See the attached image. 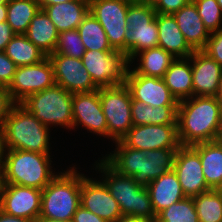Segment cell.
Masks as SVG:
<instances>
[{
  "instance_id": "cell-3",
  "label": "cell",
  "mask_w": 222,
  "mask_h": 222,
  "mask_svg": "<svg viewBox=\"0 0 222 222\" xmlns=\"http://www.w3.org/2000/svg\"><path fill=\"white\" fill-rule=\"evenodd\" d=\"M2 184H16L42 190L58 174L53 173L50 154L23 150H5Z\"/></svg>"
},
{
  "instance_id": "cell-16",
  "label": "cell",
  "mask_w": 222,
  "mask_h": 222,
  "mask_svg": "<svg viewBox=\"0 0 222 222\" xmlns=\"http://www.w3.org/2000/svg\"><path fill=\"white\" fill-rule=\"evenodd\" d=\"M125 85L128 87L132 99L146 105L157 107L179 104L162 78L140 75L128 68Z\"/></svg>"
},
{
  "instance_id": "cell-36",
  "label": "cell",
  "mask_w": 222,
  "mask_h": 222,
  "mask_svg": "<svg viewBox=\"0 0 222 222\" xmlns=\"http://www.w3.org/2000/svg\"><path fill=\"white\" fill-rule=\"evenodd\" d=\"M53 53L63 54L72 58H82L85 47L77 29L59 32Z\"/></svg>"
},
{
  "instance_id": "cell-23",
  "label": "cell",
  "mask_w": 222,
  "mask_h": 222,
  "mask_svg": "<svg viewBox=\"0 0 222 222\" xmlns=\"http://www.w3.org/2000/svg\"><path fill=\"white\" fill-rule=\"evenodd\" d=\"M177 149L164 148L146 151V155L143 157L142 171L134 176V180L141 186L147 187L151 181L172 171Z\"/></svg>"
},
{
  "instance_id": "cell-34",
  "label": "cell",
  "mask_w": 222,
  "mask_h": 222,
  "mask_svg": "<svg viewBox=\"0 0 222 222\" xmlns=\"http://www.w3.org/2000/svg\"><path fill=\"white\" fill-rule=\"evenodd\" d=\"M199 222H222V196L211 189L193 197Z\"/></svg>"
},
{
  "instance_id": "cell-17",
  "label": "cell",
  "mask_w": 222,
  "mask_h": 222,
  "mask_svg": "<svg viewBox=\"0 0 222 222\" xmlns=\"http://www.w3.org/2000/svg\"><path fill=\"white\" fill-rule=\"evenodd\" d=\"M72 111L73 129L80 124L91 133L108 137L107 122L100 102L99 89L91 92L74 93Z\"/></svg>"
},
{
  "instance_id": "cell-12",
  "label": "cell",
  "mask_w": 222,
  "mask_h": 222,
  "mask_svg": "<svg viewBox=\"0 0 222 222\" xmlns=\"http://www.w3.org/2000/svg\"><path fill=\"white\" fill-rule=\"evenodd\" d=\"M173 170L186 197L211 190L206 183L199 153L192 146H180L175 154Z\"/></svg>"
},
{
  "instance_id": "cell-18",
  "label": "cell",
  "mask_w": 222,
  "mask_h": 222,
  "mask_svg": "<svg viewBox=\"0 0 222 222\" xmlns=\"http://www.w3.org/2000/svg\"><path fill=\"white\" fill-rule=\"evenodd\" d=\"M193 96H215L222 77V66L202 50L191 54Z\"/></svg>"
},
{
  "instance_id": "cell-32",
  "label": "cell",
  "mask_w": 222,
  "mask_h": 222,
  "mask_svg": "<svg viewBox=\"0 0 222 222\" xmlns=\"http://www.w3.org/2000/svg\"><path fill=\"white\" fill-rule=\"evenodd\" d=\"M40 9L38 0H10L7 4L6 22L15 34H25Z\"/></svg>"
},
{
  "instance_id": "cell-51",
  "label": "cell",
  "mask_w": 222,
  "mask_h": 222,
  "mask_svg": "<svg viewBox=\"0 0 222 222\" xmlns=\"http://www.w3.org/2000/svg\"><path fill=\"white\" fill-rule=\"evenodd\" d=\"M7 20V9H0V22H6Z\"/></svg>"
},
{
  "instance_id": "cell-6",
  "label": "cell",
  "mask_w": 222,
  "mask_h": 222,
  "mask_svg": "<svg viewBox=\"0 0 222 222\" xmlns=\"http://www.w3.org/2000/svg\"><path fill=\"white\" fill-rule=\"evenodd\" d=\"M72 99V93L55 84L41 92L29 95L20 104L48 128L52 124L72 129Z\"/></svg>"
},
{
  "instance_id": "cell-54",
  "label": "cell",
  "mask_w": 222,
  "mask_h": 222,
  "mask_svg": "<svg viewBox=\"0 0 222 222\" xmlns=\"http://www.w3.org/2000/svg\"><path fill=\"white\" fill-rule=\"evenodd\" d=\"M10 0H0V9H7V4Z\"/></svg>"
},
{
  "instance_id": "cell-52",
  "label": "cell",
  "mask_w": 222,
  "mask_h": 222,
  "mask_svg": "<svg viewBox=\"0 0 222 222\" xmlns=\"http://www.w3.org/2000/svg\"><path fill=\"white\" fill-rule=\"evenodd\" d=\"M124 1L130 5L145 4V0H124Z\"/></svg>"
},
{
  "instance_id": "cell-9",
  "label": "cell",
  "mask_w": 222,
  "mask_h": 222,
  "mask_svg": "<svg viewBox=\"0 0 222 222\" xmlns=\"http://www.w3.org/2000/svg\"><path fill=\"white\" fill-rule=\"evenodd\" d=\"M129 5L124 0H89V12L103 27L109 44L114 50L124 53Z\"/></svg>"
},
{
  "instance_id": "cell-5",
  "label": "cell",
  "mask_w": 222,
  "mask_h": 222,
  "mask_svg": "<svg viewBox=\"0 0 222 222\" xmlns=\"http://www.w3.org/2000/svg\"><path fill=\"white\" fill-rule=\"evenodd\" d=\"M75 166L61 172L42 189L39 217L71 220L80 205L81 174Z\"/></svg>"
},
{
  "instance_id": "cell-21",
  "label": "cell",
  "mask_w": 222,
  "mask_h": 222,
  "mask_svg": "<svg viewBox=\"0 0 222 222\" xmlns=\"http://www.w3.org/2000/svg\"><path fill=\"white\" fill-rule=\"evenodd\" d=\"M146 188L150 194L155 215L186 197L174 170L151 181Z\"/></svg>"
},
{
  "instance_id": "cell-8",
  "label": "cell",
  "mask_w": 222,
  "mask_h": 222,
  "mask_svg": "<svg viewBox=\"0 0 222 222\" xmlns=\"http://www.w3.org/2000/svg\"><path fill=\"white\" fill-rule=\"evenodd\" d=\"M99 97L106 117L108 137L113 141H119L133 126L131 93L124 83L99 88Z\"/></svg>"
},
{
  "instance_id": "cell-20",
  "label": "cell",
  "mask_w": 222,
  "mask_h": 222,
  "mask_svg": "<svg viewBox=\"0 0 222 222\" xmlns=\"http://www.w3.org/2000/svg\"><path fill=\"white\" fill-rule=\"evenodd\" d=\"M158 47L176 58H188L194 50L186 42L178 24L170 14H157Z\"/></svg>"
},
{
  "instance_id": "cell-11",
  "label": "cell",
  "mask_w": 222,
  "mask_h": 222,
  "mask_svg": "<svg viewBox=\"0 0 222 222\" xmlns=\"http://www.w3.org/2000/svg\"><path fill=\"white\" fill-rule=\"evenodd\" d=\"M127 147L148 151L164 148H179L177 124L136 125L120 139Z\"/></svg>"
},
{
  "instance_id": "cell-58",
  "label": "cell",
  "mask_w": 222,
  "mask_h": 222,
  "mask_svg": "<svg viewBox=\"0 0 222 222\" xmlns=\"http://www.w3.org/2000/svg\"><path fill=\"white\" fill-rule=\"evenodd\" d=\"M5 88V86L2 84V82L0 81V90H3Z\"/></svg>"
},
{
  "instance_id": "cell-38",
  "label": "cell",
  "mask_w": 222,
  "mask_h": 222,
  "mask_svg": "<svg viewBox=\"0 0 222 222\" xmlns=\"http://www.w3.org/2000/svg\"><path fill=\"white\" fill-rule=\"evenodd\" d=\"M154 7L145 4L129 5L126 17V24L140 25L150 24L156 18Z\"/></svg>"
},
{
  "instance_id": "cell-1",
  "label": "cell",
  "mask_w": 222,
  "mask_h": 222,
  "mask_svg": "<svg viewBox=\"0 0 222 222\" xmlns=\"http://www.w3.org/2000/svg\"><path fill=\"white\" fill-rule=\"evenodd\" d=\"M220 106L215 96H193L179 102L177 130L181 146L220 139Z\"/></svg>"
},
{
  "instance_id": "cell-29",
  "label": "cell",
  "mask_w": 222,
  "mask_h": 222,
  "mask_svg": "<svg viewBox=\"0 0 222 222\" xmlns=\"http://www.w3.org/2000/svg\"><path fill=\"white\" fill-rule=\"evenodd\" d=\"M117 148L103 159L119 174L134 177L142 171L145 151L125 146L120 140L115 141Z\"/></svg>"
},
{
  "instance_id": "cell-53",
  "label": "cell",
  "mask_w": 222,
  "mask_h": 222,
  "mask_svg": "<svg viewBox=\"0 0 222 222\" xmlns=\"http://www.w3.org/2000/svg\"><path fill=\"white\" fill-rule=\"evenodd\" d=\"M161 0H145V5L155 7Z\"/></svg>"
},
{
  "instance_id": "cell-15",
  "label": "cell",
  "mask_w": 222,
  "mask_h": 222,
  "mask_svg": "<svg viewBox=\"0 0 222 222\" xmlns=\"http://www.w3.org/2000/svg\"><path fill=\"white\" fill-rule=\"evenodd\" d=\"M80 205L108 222H115L122 216L118 202L112 197L105 183L92 180L83 174Z\"/></svg>"
},
{
  "instance_id": "cell-25",
  "label": "cell",
  "mask_w": 222,
  "mask_h": 222,
  "mask_svg": "<svg viewBox=\"0 0 222 222\" xmlns=\"http://www.w3.org/2000/svg\"><path fill=\"white\" fill-rule=\"evenodd\" d=\"M199 153L202 170L210 189H215L222 180V139L192 145Z\"/></svg>"
},
{
  "instance_id": "cell-49",
  "label": "cell",
  "mask_w": 222,
  "mask_h": 222,
  "mask_svg": "<svg viewBox=\"0 0 222 222\" xmlns=\"http://www.w3.org/2000/svg\"><path fill=\"white\" fill-rule=\"evenodd\" d=\"M36 222H73L72 219L71 220H67V221H61V220H57V219H51V218H45V217H39Z\"/></svg>"
},
{
  "instance_id": "cell-13",
  "label": "cell",
  "mask_w": 222,
  "mask_h": 222,
  "mask_svg": "<svg viewBox=\"0 0 222 222\" xmlns=\"http://www.w3.org/2000/svg\"><path fill=\"white\" fill-rule=\"evenodd\" d=\"M42 190L16 184H2L1 211L33 222L41 213Z\"/></svg>"
},
{
  "instance_id": "cell-50",
  "label": "cell",
  "mask_w": 222,
  "mask_h": 222,
  "mask_svg": "<svg viewBox=\"0 0 222 222\" xmlns=\"http://www.w3.org/2000/svg\"><path fill=\"white\" fill-rule=\"evenodd\" d=\"M215 98L222 104V77L220 80V84L218 86L217 94L215 95Z\"/></svg>"
},
{
  "instance_id": "cell-40",
  "label": "cell",
  "mask_w": 222,
  "mask_h": 222,
  "mask_svg": "<svg viewBox=\"0 0 222 222\" xmlns=\"http://www.w3.org/2000/svg\"><path fill=\"white\" fill-rule=\"evenodd\" d=\"M17 66L6 55L5 52H0V81L5 87H8L13 80Z\"/></svg>"
},
{
  "instance_id": "cell-46",
  "label": "cell",
  "mask_w": 222,
  "mask_h": 222,
  "mask_svg": "<svg viewBox=\"0 0 222 222\" xmlns=\"http://www.w3.org/2000/svg\"><path fill=\"white\" fill-rule=\"evenodd\" d=\"M115 222H154V221H150L148 219L139 218V217H135V216H123L122 215Z\"/></svg>"
},
{
  "instance_id": "cell-56",
  "label": "cell",
  "mask_w": 222,
  "mask_h": 222,
  "mask_svg": "<svg viewBox=\"0 0 222 222\" xmlns=\"http://www.w3.org/2000/svg\"><path fill=\"white\" fill-rule=\"evenodd\" d=\"M215 190L222 196V180L220 184L215 188Z\"/></svg>"
},
{
  "instance_id": "cell-44",
  "label": "cell",
  "mask_w": 222,
  "mask_h": 222,
  "mask_svg": "<svg viewBox=\"0 0 222 222\" xmlns=\"http://www.w3.org/2000/svg\"><path fill=\"white\" fill-rule=\"evenodd\" d=\"M15 36L11 26L7 22H0V52H4L7 44Z\"/></svg>"
},
{
  "instance_id": "cell-59",
  "label": "cell",
  "mask_w": 222,
  "mask_h": 222,
  "mask_svg": "<svg viewBox=\"0 0 222 222\" xmlns=\"http://www.w3.org/2000/svg\"><path fill=\"white\" fill-rule=\"evenodd\" d=\"M217 2H218L219 6H220L221 9H222V0H217Z\"/></svg>"
},
{
  "instance_id": "cell-55",
  "label": "cell",
  "mask_w": 222,
  "mask_h": 222,
  "mask_svg": "<svg viewBox=\"0 0 222 222\" xmlns=\"http://www.w3.org/2000/svg\"><path fill=\"white\" fill-rule=\"evenodd\" d=\"M220 135H222V104L220 106Z\"/></svg>"
},
{
  "instance_id": "cell-31",
  "label": "cell",
  "mask_w": 222,
  "mask_h": 222,
  "mask_svg": "<svg viewBox=\"0 0 222 222\" xmlns=\"http://www.w3.org/2000/svg\"><path fill=\"white\" fill-rule=\"evenodd\" d=\"M4 52L17 67L34 65L47 57L24 34H15Z\"/></svg>"
},
{
  "instance_id": "cell-48",
  "label": "cell",
  "mask_w": 222,
  "mask_h": 222,
  "mask_svg": "<svg viewBox=\"0 0 222 222\" xmlns=\"http://www.w3.org/2000/svg\"><path fill=\"white\" fill-rule=\"evenodd\" d=\"M4 153H5V148H4L3 135H2V131L0 130V174L3 168L2 160H4Z\"/></svg>"
},
{
  "instance_id": "cell-19",
  "label": "cell",
  "mask_w": 222,
  "mask_h": 222,
  "mask_svg": "<svg viewBox=\"0 0 222 222\" xmlns=\"http://www.w3.org/2000/svg\"><path fill=\"white\" fill-rule=\"evenodd\" d=\"M188 45L193 50H202L210 37L193 0L172 14Z\"/></svg>"
},
{
  "instance_id": "cell-28",
  "label": "cell",
  "mask_w": 222,
  "mask_h": 222,
  "mask_svg": "<svg viewBox=\"0 0 222 222\" xmlns=\"http://www.w3.org/2000/svg\"><path fill=\"white\" fill-rule=\"evenodd\" d=\"M178 105L152 107L132 99L131 113L133 126L177 124Z\"/></svg>"
},
{
  "instance_id": "cell-24",
  "label": "cell",
  "mask_w": 222,
  "mask_h": 222,
  "mask_svg": "<svg viewBox=\"0 0 222 222\" xmlns=\"http://www.w3.org/2000/svg\"><path fill=\"white\" fill-rule=\"evenodd\" d=\"M162 79L178 102L193 97L191 55L176 58Z\"/></svg>"
},
{
  "instance_id": "cell-4",
  "label": "cell",
  "mask_w": 222,
  "mask_h": 222,
  "mask_svg": "<svg viewBox=\"0 0 222 222\" xmlns=\"http://www.w3.org/2000/svg\"><path fill=\"white\" fill-rule=\"evenodd\" d=\"M97 168L104 174L103 182L118 202L123 216H135L155 222L156 215L145 186L138 184L134 177L119 174L104 159L96 163Z\"/></svg>"
},
{
  "instance_id": "cell-42",
  "label": "cell",
  "mask_w": 222,
  "mask_h": 222,
  "mask_svg": "<svg viewBox=\"0 0 222 222\" xmlns=\"http://www.w3.org/2000/svg\"><path fill=\"white\" fill-rule=\"evenodd\" d=\"M191 0H161L155 7L157 14H170L179 11L184 5Z\"/></svg>"
},
{
  "instance_id": "cell-57",
  "label": "cell",
  "mask_w": 222,
  "mask_h": 222,
  "mask_svg": "<svg viewBox=\"0 0 222 222\" xmlns=\"http://www.w3.org/2000/svg\"><path fill=\"white\" fill-rule=\"evenodd\" d=\"M1 190H2V183H1V180H0V201H1ZM1 207V205H0Z\"/></svg>"
},
{
  "instance_id": "cell-10",
  "label": "cell",
  "mask_w": 222,
  "mask_h": 222,
  "mask_svg": "<svg viewBox=\"0 0 222 222\" xmlns=\"http://www.w3.org/2000/svg\"><path fill=\"white\" fill-rule=\"evenodd\" d=\"M55 84L53 65L46 57L40 63L17 67L7 89L12 99L20 104L29 95L41 92Z\"/></svg>"
},
{
  "instance_id": "cell-14",
  "label": "cell",
  "mask_w": 222,
  "mask_h": 222,
  "mask_svg": "<svg viewBox=\"0 0 222 222\" xmlns=\"http://www.w3.org/2000/svg\"><path fill=\"white\" fill-rule=\"evenodd\" d=\"M48 58L53 65L55 83L68 92L74 94L99 89L92 81L80 58L57 53H52Z\"/></svg>"
},
{
  "instance_id": "cell-22",
  "label": "cell",
  "mask_w": 222,
  "mask_h": 222,
  "mask_svg": "<svg viewBox=\"0 0 222 222\" xmlns=\"http://www.w3.org/2000/svg\"><path fill=\"white\" fill-rule=\"evenodd\" d=\"M43 10L58 32L74 30L79 27L84 17L89 13V0H72L46 6Z\"/></svg>"
},
{
  "instance_id": "cell-7",
  "label": "cell",
  "mask_w": 222,
  "mask_h": 222,
  "mask_svg": "<svg viewBox=\"0 0 222 222\" xmlns=\"http://www.w3.org/2000/svg\"><path fill=\"white\" fill-rule=\"evenodd\" d=\"M81 60L98 88L125 83L130 61L123 51L85 50Z\"/></svg>"
},
{
  "instance_id": "cell-37",
  "label": "cell",
  "mask_w": 222,
  "mask_h": 222,
  "mask_svg": "<svg viewBox=\"0 0 222 222\" xmlns=\"http://www.w3.org/2000/svg\"><path fill=\"white\" fill-rule=\"evenodd\" d=\"M209 33L222 29V9L217 0H193Z\"/></svg>"
},
{
  "instance_id": "cell-47",
  "label": "cell",
  "mask_w": 222,
  "mask_h": 222,
  "mask_svg": "<svg viewBox=\"0 0 222 222\" xmlns=\"http://www.w3.org/2000/svg\"><path fill=\"white\" fill-rule=\"evenodd\" d=\"M72 0H38L40 4V8L43 10L46 6L54 5V4H60V3H66Z\"/></svg>"
},
{
  "instance_id": "cell-30",
  "label": "cell",
  "mask_w": 222,
  "mask_h": 222,
  "mask_svg": "<svg viewBox=\"0 0 222 222\" xmlns=\"http://www.w3.org/2000/svg\"><path fill=\"white\" fill-rule=\"evenodd\" d=\"M139 66L133 70L140 75L163 78L171 63L176 59L170 52L161 47H154L140 51Z\"/></svg>"
},
{
  "instance_id": "cell-39",
  "label": "cell",
  "mask_w": 222,
  "mask_h": 222,
  "mask_svg": "<svg viewBox=\"0 0 222 222\" xmlns=\"http://www.w3.org/2000/svg\"><path fill=\"white\" fill-rule=\"evenodd\" d=\"M202 51L222 66V29L210 33Z\"/></svg>"
},
{
  "instance_id": "cell-45",
  "label": "cell",
  "mask_w": 222,
  "mask_h": 222,
  "mask_svg": "<svg viewBox=\"0 0 222 222\" xmlns=\"http://www.w3.org/2000/svg\"><path fill=\"white\" fill-rule=\"evenodd\" d=\"M0 222H33V221L26 218L9 215L3 211H0Z\"/></svg>"
},
{
  "instance_id": "cell-35",
  "label": "cell",
  "mask_w": 222,
  "mask_h": 222,
  "mask_svg": "<svg viewBox=\"0 0 222 222\" xmlns=\"http://www.w3.org/2000/svg\"><path fill=\"white\" fill-rule=\"evenodd\" d=\"M155 222H199L193 197H185L160 211Z\"/></svg>"
},
{
  "instance_id": "cell-33",
  "label": "cell",
  "mask_w": 222,
  "mask_h": 222,
  "mask_svg": "<svg viewBox=\"0 0 222 222\" xmlns=\"http://www.w3.org/2000/svg\"><path fill=\"white\" fill-rule=\"evenodd\" d=\"M85 50L114 51L99 21L89 12L77 28Z\"/></svg>"
},
{
  "instance_id": "cell-27",
  "label": "cell",
  "mask_w": 222,
  "mask_h": 222,
  "mask_svg": "<svg viewBox=\"0 0 222 222\" xmlns=\"http://www.w3.org/2000/svg\"><path fill=\"white\" fill-rule=\"evenodd\" d=\"M154 47H158L157 14L150 24L128 25L125 33V54L130 64L137 53Z\"/></svg>"
},
{
  "instance_id": "cell-2",
  "label": "cell",
  "mask_w": 222,
  "mask_h": 222,
  "mask_svg": "<svg viewBox=\"0 0 222 222\" xmlns=\"http://www.w3.org/2000/svg\"><path fill=\"white\" fill-rule=\"evenodd\" d=\"M49 128L21 104L8 114L2 128L5 150H23L50 154Z\"/></svg>"
},
{
  "instance_id": "cell-41",
  "label": "cell",
  "mask_w": 222,
  "mask_h": 222,
  "mask_svg": "<svg viewBox=\"0 0 222 222\" xmlns=\"http://www.w3.org/2000/svg\"><path fill=\"white\" fill-rule=\"evenodd\" d=\"M16 104L7 87L0 90V130H2L5 119Z\"/></svg>"
},
{
  "instance_id": "cell-43",
  "label": "cell",
  "mask_w": 222,
  "mask_h": 222,
  "mask_svg": "<svg viewBox=\"0 0 222 222\" xmlns=\"http://www.w3.org/2000/svg\"><path fill=\"white\" fill-rule=\"evenodd\" d=\"M73 222H108L101 217L95 215L91 211L80 206L73 215Z\"/></svg>"
},
{
  "instance_id": "cell-26",
  "label": "cell",
  "mask_w": 222,
  "mask_h": 222,
  "mask_svg": "<svg viewBox=\"0 0 222 222\" xmlns=\"http://www.w3.org/2000/svg\"><path fill=\"white\" fill-rule=\"evenodd\" d=\"M24 35L48 57L54 52L59 32L44 10L40 9Z\"/></svg>"
}]
</instances>
